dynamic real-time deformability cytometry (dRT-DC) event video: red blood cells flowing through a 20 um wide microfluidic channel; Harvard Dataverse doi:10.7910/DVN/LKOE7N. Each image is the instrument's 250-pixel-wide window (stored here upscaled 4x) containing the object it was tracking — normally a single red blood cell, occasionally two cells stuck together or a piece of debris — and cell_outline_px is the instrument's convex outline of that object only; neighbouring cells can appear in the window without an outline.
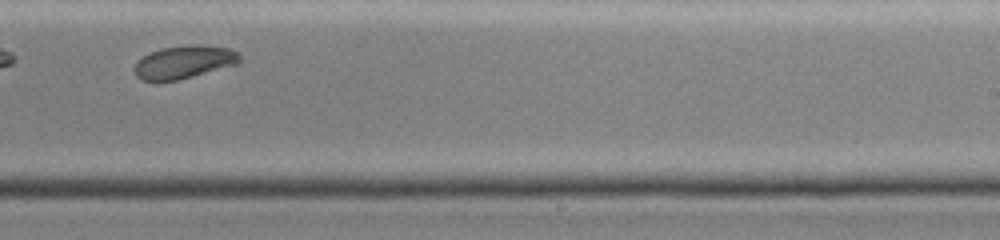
{"species": "common noctule bat (a hibernating species)", "species_latin": "Nyctalus noctula", "temperature_condition": "cold", "stored_images_in_passage": 9, "camera_frame_rate_fps": 3000, "um_per_image_px": 0.085, "animal": {"sex": "female", "body_mass_g": 19.0, "forearm_length_mm": 51.5}, "frame": {"image": 1, "passage_image": 6, "time_ms": 5.667, "image_size_px": [1000, 240], "cell_outline_px": [[240, 60], [236, 64], [192, 76], [176, 80], [140, 80], [136, 76], [136, 60], [160, 48], [192, 44], [200, 44], [232, 48], [240, 52]], "centroid_in_image_um": [15.68, 5.24], "position_along_channel_um": 273.3, "area_um2": 20.06}}
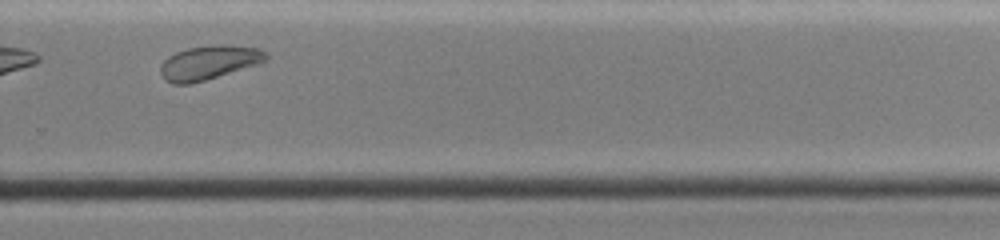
{"frame": {"image": 2, "passage_image": 7, "time_ms": 6.667, "image_size_px": [1000, 240], "cell_outline_px": [[268, 56], [260, 64], [192, 84], [172, 84], [164, 80], [160, 72], [160, 64], [168, 56], [176, 52], [188, 48], [216, 44], [220, 44], [260, 48], [268, 52]], "centroid_in_image_um": [17.76, 5.32], "position_along_channel_um": 312.0, "area_um2": 21.21}}